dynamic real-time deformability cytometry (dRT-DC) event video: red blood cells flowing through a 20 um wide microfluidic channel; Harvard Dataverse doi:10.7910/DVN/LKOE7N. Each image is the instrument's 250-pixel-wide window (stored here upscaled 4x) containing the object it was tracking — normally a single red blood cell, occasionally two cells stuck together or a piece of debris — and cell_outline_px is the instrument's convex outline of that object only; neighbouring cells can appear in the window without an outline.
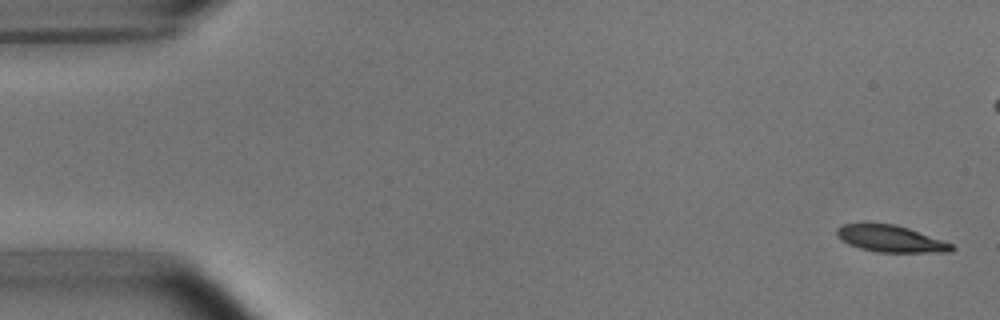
{"species": "common noctule bat (a hibernating species)", "species_latin": "Nyctalus noctula", "temperature_condition": "room temperature", "stored_images_in_passage": 5, "camera_frame_rate_fps": 3000, "um_per_image_px": 0.085, "animal": {"sex": "male", "body_mass_g": 15.6}, "frame": {"image": 1, "passage_image": 1, "time_ms": 0.0, "image_size_px": [1000, 320], "cell_outline_px": [[956, 248], [952, 252], [876, 252], [860, 248], [848, 244], [840, 240], [836, 232], [836, 228], [844, 224], [892, 224], [908, 228], [952, 244]], "centroid_in_image_um": [75.69, 20.31], "position_along_channel_um": 9.3, "area_um2": 17.63}}